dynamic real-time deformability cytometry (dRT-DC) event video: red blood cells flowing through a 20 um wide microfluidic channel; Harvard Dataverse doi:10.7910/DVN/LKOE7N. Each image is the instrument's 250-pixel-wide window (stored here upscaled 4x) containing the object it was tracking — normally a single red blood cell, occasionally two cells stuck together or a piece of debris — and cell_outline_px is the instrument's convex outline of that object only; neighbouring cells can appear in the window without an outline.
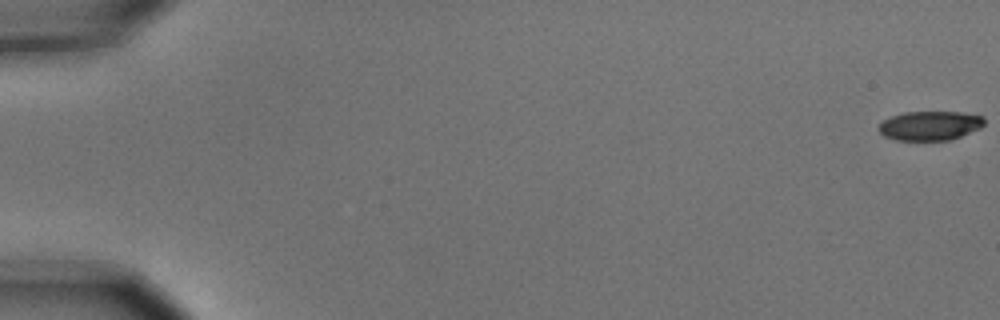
{"species": "common noctule bat (a hibernating species)", "species_latin": "Nyctalus noctula", "temperature_condition": "cold", "stored_images_in_passage": 7, "camera_frame_rate_fps": 3000, "um_per_image_px": 0.085, "animal": {"sex": "male", "body_mass_g": 15.6}, "frame": {"image": 1, "passage_image": 1, "time_ms": 0.0, "image_size_px": [1000, 320], "cell_outline_px": [[984, 124], [980, 128], [960, 136], [948, 140], [896, 140], [884, 136], [876, 128], [884, 120], [892, 116], [904, 112], [964, 112], [984, 116]], "centroid_in_image_um": [79.04, 10.67], "position_along_channel_um": 6.0, "area_um2": 17.98}}